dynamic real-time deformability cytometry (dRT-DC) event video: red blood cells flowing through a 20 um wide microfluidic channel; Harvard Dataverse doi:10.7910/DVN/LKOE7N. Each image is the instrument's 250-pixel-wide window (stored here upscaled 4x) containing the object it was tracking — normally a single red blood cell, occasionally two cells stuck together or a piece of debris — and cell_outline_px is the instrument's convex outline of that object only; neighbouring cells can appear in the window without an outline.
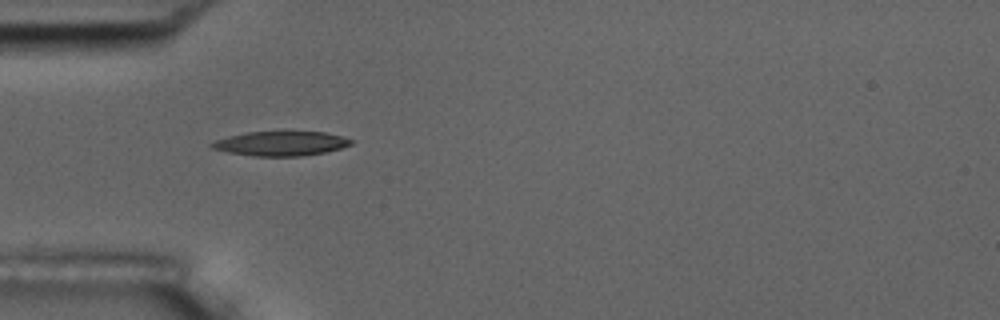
{"species": "common noctule bat (a hibernating species)", "species_latin": "Nyctalus noctula", "temperature_condition": "room temperature", "stored_images_in_passage": 2, "camera_frame_rate_fps": 3000, "um_per_image_px": 0.085, "animal": {"sex": "male", "body_mass_g": 17.5, "forearm_length_mm": 52.3}, "frame": {"image": 1, "passage_image": 1, "time_ms": 0.0, "image_size_px": [1000, 320], "cell_outline_px": [[352, 144], [340, 148], [324, 152], [300, 156], [252, 156], [228, 152], [212, 148], [208, 144], [216, 140], [228, 136], [248, 132], [324, 132], [340, 136], [352, 140]], "centroid_in_image_um": [23.83, 12.2], "position_along_channel_um": 61.2, "area_um2": 19.59}}